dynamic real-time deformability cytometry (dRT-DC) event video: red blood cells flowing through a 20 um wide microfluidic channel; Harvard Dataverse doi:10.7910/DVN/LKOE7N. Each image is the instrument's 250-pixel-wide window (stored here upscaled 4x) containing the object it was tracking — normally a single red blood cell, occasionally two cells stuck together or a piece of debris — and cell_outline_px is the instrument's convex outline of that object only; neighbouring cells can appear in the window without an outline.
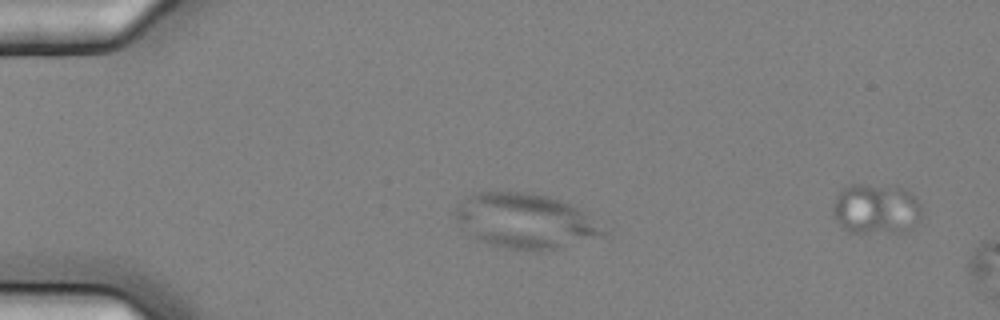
{"species": "common noctule bat (a hibernating species)", "species_latin": "Nyctalus noctula", "temperature_condition": "cold", "stored_images_in_passage": 5, "segment_of_instrument_passage": [1, 2], "camera_frame_rate_fps": 3000, "um_per_image_px": 0.085, "animal": {"sex": "female", "body_mass_g": 25.1}, "frame": {"image": 1, "passage_image": 4, "time_ms": 1.0, "image_size_px": [1000, 320], "cell_outline_px": [[612, 228], [604, 236], [556, 248], [508, 248], [492, 244], [480, 240], [456, 220], [452, 212], [460, 200], [476, 192], [532, 192], [548, 196], [560, 200], [584, 212]], "centroid_in_image_um": [44.71, 18.74], "position_along_channel_um": 40.3, "area_um2": 46.82}}